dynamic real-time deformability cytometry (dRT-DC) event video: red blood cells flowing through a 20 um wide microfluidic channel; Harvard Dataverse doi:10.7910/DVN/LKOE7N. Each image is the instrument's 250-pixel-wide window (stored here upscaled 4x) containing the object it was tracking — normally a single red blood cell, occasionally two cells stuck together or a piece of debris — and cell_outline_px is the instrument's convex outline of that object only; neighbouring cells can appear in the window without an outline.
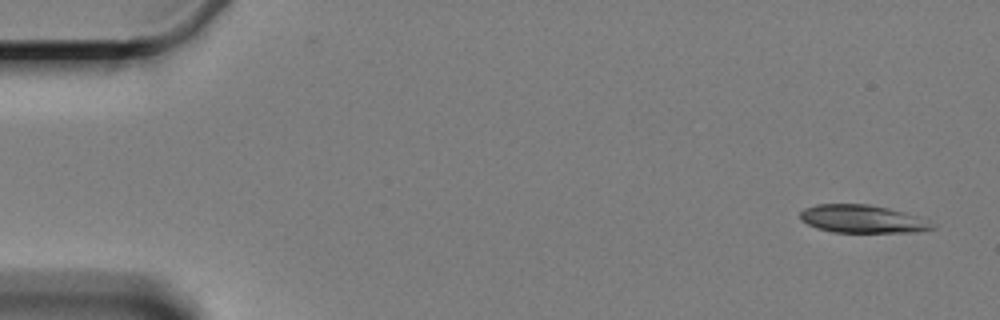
{"species": "Egyptian fruit bat (a non-hibernating species)", "species_latin": "Rousettus aegyptiacus", "temperature_condition": "cold", "stored_images_in_passage": 8, "camera_frame_rate_fps": 3000, "um_per_image_px": 0.085, "animal": {"sex": "female"}, "frame": {"image": 1, "passage_image": 1, "time_ms": 0.0, "image_size_px": [1000, 320], "cell_outline_px": [[936, 228], [916, 232], [832, 232], [816, 228], [800, 220], [800, 212], [804, 208], [816, 204], [868, 204], [888, 208], [916, 216], [936, 224]], "centroid_in_image_um": [73.28, 18.61], "position_along_channel_um": 11.7, "area_um2": 21.5}}
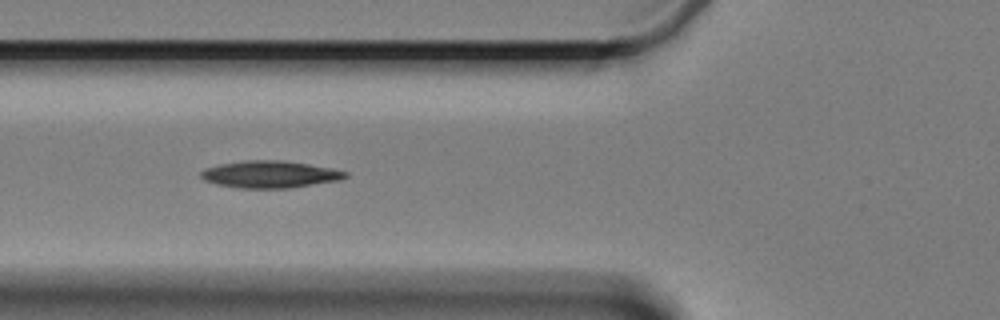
{"frame": {"image": 2, "passage_image": 6, "time_ms": 6.333, "image_size_px": [1000, 320], "cell_outline_px": [[348, 176], [340, 180], [288, 188], [236, 188], [216, 184], [204, 180], [200, 176], [200, 172], [204, 168], [220, 164], [244, 160], [284, 160], [332, 168], [348, 172]], "centroid_in_image_um": [22.92, 14.81], "position_along_channel_um": 102.9, "area_um2": 22.89}}
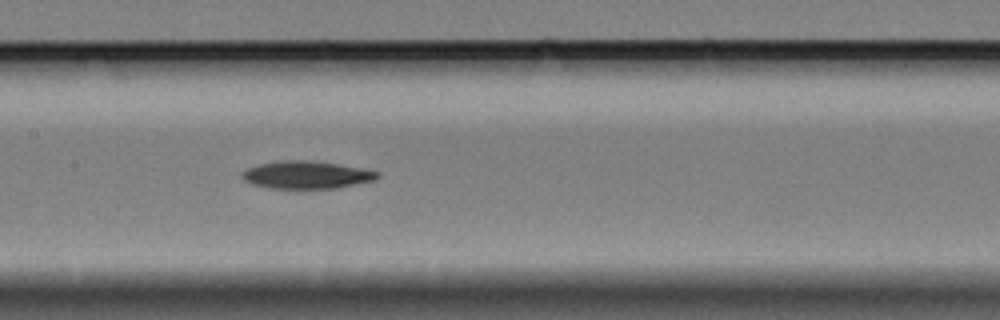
{"frame": {"image": 3, "passage_image": 8, "time_ms": 8.667, "image_size_px": [1000, 320], "cell_outline_px": [[380, 176], [376, 180], [336, 188], [268, 188], [252, 184], [244, 180], [240, 176], [248, 168], [260, 164], [284, 160], [304, 160], [336, 164], [360, 168], [380, 172]], "centroid_in_image_um": [26.06, 14.87], "position_along_channel_um": 181.3, "area_um2": 21.5}}